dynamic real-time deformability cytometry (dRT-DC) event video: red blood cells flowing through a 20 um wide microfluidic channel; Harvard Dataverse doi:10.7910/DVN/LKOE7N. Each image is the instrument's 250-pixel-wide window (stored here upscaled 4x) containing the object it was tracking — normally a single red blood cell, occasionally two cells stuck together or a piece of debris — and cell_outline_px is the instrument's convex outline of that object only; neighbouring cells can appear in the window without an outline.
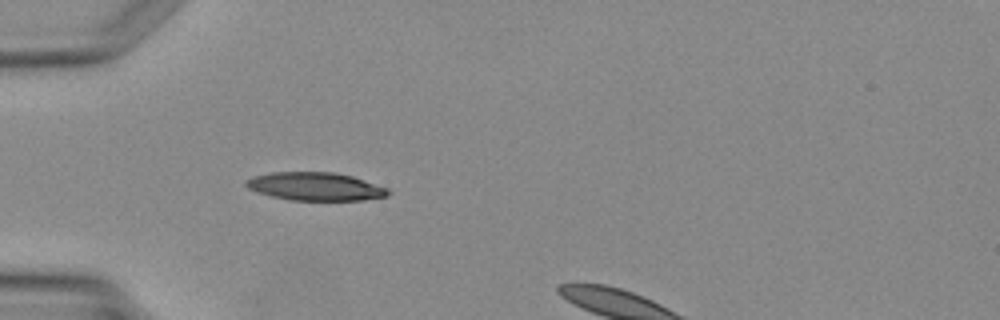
{"species": "Egyptian fruit bat (a non-hibernating species)", "species_latin": "Rousettus aegyptiacus", "temperature_condition": "warm", "stored_images_in_passage": 4, "segment_of_instrument_passage": [1, 2], "camera_frame_rate_fps": 3000, "um_per_image_px": 0.085, "animal": {"sex": "female"}, "frame": {"image": 1, "passage_image": 3, "time_ms": 3.333, "image_size_px": [1000, 320], "cell_outline_px": [[392, 192], [388, 196], [364, 200], [288, 200], [256, 192], [248, 188], [244, 184], [244, 180], [252, 176], [272, 172], [332, 172], [352, 176], [388, 188]], "centroid_in_image_um": [26.79, 15.85], "position_along_channel_um": 58.2, "area_um2": 23.47}}